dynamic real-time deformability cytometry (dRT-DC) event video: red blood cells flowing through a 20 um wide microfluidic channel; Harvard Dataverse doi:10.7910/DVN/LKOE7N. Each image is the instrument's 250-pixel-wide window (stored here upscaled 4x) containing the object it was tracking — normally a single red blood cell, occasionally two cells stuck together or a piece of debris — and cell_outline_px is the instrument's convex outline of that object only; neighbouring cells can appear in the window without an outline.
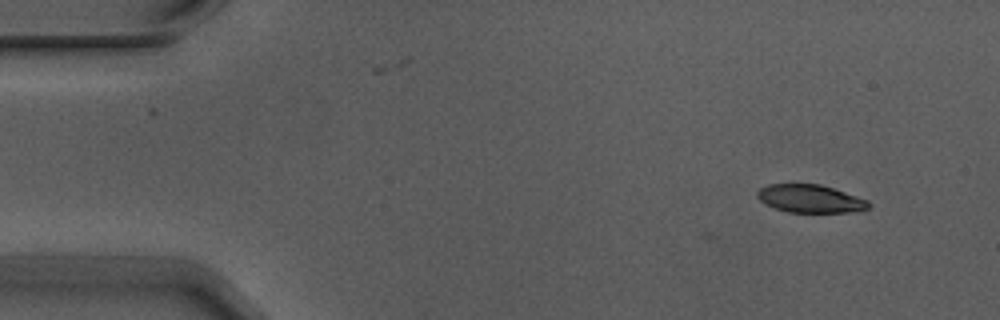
{"species": "Egyptian fruit bat (a non-hibernating species)", "species_latin": "Rousettus aegyptiacus", "temperature_condition": "warm", "stored_images_in_passage": 4, "camera_frame_rate_fps": 3000, "um_per_image_px": 0.085, "animal": {"sex": "male"}, "frame": {"image": 1, "passage_image": 1, "time_ms": 0.0, "image_size_px": [1000, 320], "cell_outline_px": [[872, 204], [868, 208], [860, 212], [788, 212], [776, 208], [760, 200], [756, 196], [756, 192], [760, 188], [768, 184], [820, 184], [868, 200]], "centroid_in_image_um": [68.9, 16.89], "position_along_channel_um": 16.1, "area_um2": 18.09}}
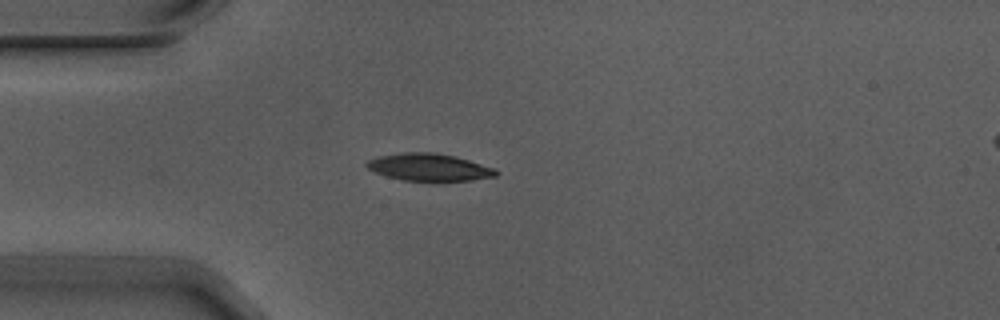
{"frame": {"image": 2, "passage_image": 4, "time_ms": 1.0, "image_size_px": [1000, 320], "cell_outline_px": [[500, 172], [496, 176], [472, 180], [404, 180], [388, 176], [376, 172], [368, 168], [364, 164], [368, 160], [380, 156], [404, 152], [432, 152], [456, 156], [496, 168]], "centroid_in_image_um": [36.52, 14.2], "position_along_channel_um": 48.5, "area_um2": 20.35}}